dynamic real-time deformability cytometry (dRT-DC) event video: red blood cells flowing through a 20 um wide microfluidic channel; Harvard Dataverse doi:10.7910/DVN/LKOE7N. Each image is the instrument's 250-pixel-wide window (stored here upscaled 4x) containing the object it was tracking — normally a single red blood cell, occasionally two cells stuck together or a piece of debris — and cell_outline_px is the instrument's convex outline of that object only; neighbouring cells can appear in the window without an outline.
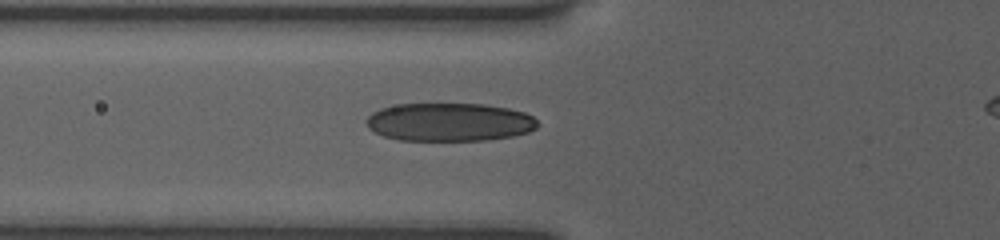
{"species": "human", "species_latin": "Homo sapiens", "temperature_condition": "room temperature", "stored_images_in_passage": 38, "segment_of_instrument_passage": [1, 2], "camera_frame_rate_fps": 3000, "um_per_image_px": 0.085, "donor": {"sex": "female"}, "frame": {"image": 1, "passage_image": 3, "time_ms": 0.333, "image_size_px": [1000, 240], "cell_outline_px": [[540, 124], [536, 128], [528, 132], [512, 136], [488, 140], [400, 140], [384, 136], [368, 128], [364, 120], [372, 112], [380, 108], [400, 104], [484, 104], [508, 108], [524, 112], [532, 116]], "centroid_in_image_um": [38.2, 10.37], "position_along_channel_um": 87.6, "area_um2": 38.26}}
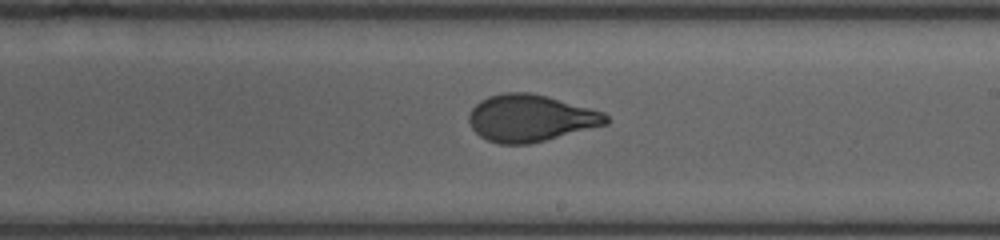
{"frame": {"image": 2, "passage_image": 18, "time_ms": 4.333, "image_size_px": [1000, 240], "cell_outline_px": [[608, 124], [528, 144], [500, 144], [488, 140], [480, 136], [472, 128], [468, 120], [468, 116], [472, 108], [480, 100], [488, 96], [504, 92], [528, 92], [548, 96], [604, 112], [608, 116]], "centroid_in_image_um": [45.08, 10.03], "position_along_channel_um": 243.9, "area_um2": 37.4}}
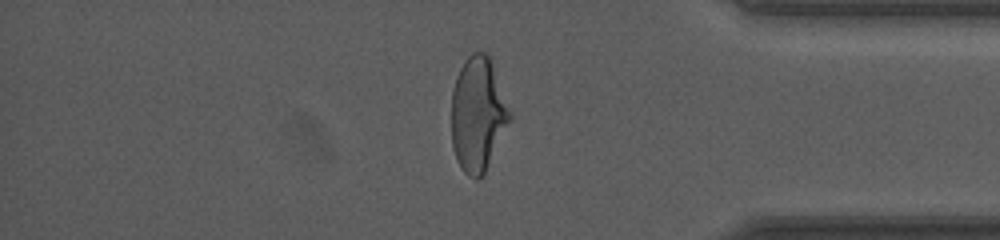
{"frame": {"image": 3, "passage_image": 34, "time_ms": 8.667, "image_size_px": [1000, 240], "cell_outline_px": [[512, 120], [484, 172], [476, 180], [468, 176], [464, 172], [456, 160], [452, 148], [452, 92], [456, 76], [464, 60], [472, 52], [484, 52], [488, 56], [492, 64], [512, 112]], "centroid_in_image_um": [40.62, 9.72], "position_along_channel_um": 394.6, "area_um2": 38.96}}